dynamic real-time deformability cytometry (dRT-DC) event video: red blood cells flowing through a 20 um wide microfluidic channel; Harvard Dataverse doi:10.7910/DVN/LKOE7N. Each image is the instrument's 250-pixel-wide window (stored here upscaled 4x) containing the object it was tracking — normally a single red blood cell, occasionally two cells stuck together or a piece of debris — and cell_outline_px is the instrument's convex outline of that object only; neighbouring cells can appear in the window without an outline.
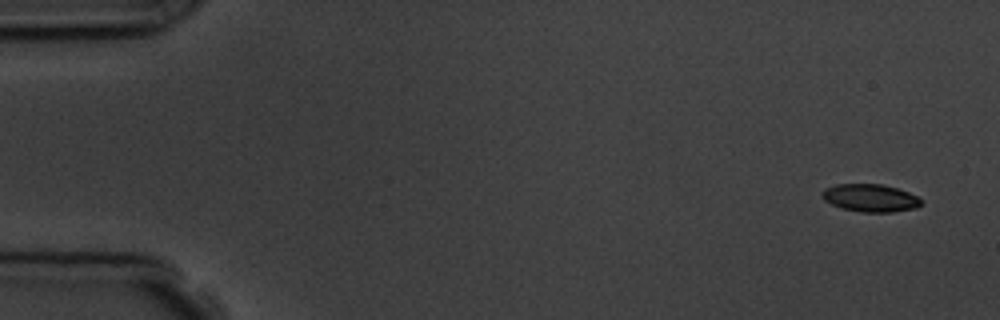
{"species": "common noctule bat (a hibernating species)", "species_latin": "Nyctalus noctula", "temperature_condition": "room temperature", "stored_images_in_passage": 5, "camera_frame_rate_fps": 3000, "um_per_image_px": 0.085, "animal": {"sex": "male", "body_mass_g": 19.5, "forearm_length_mm": 54.6}, "frame": {"image": 1, "passage_image": 1, "time_ms": 0.0, "image_size_px": [1000, 320], "cell_outline_px": [[920, 204], [916, 208], [892, 212], [860, 212], [840, 208], [824, 200], [820, 196], [824, 188], [836, 184], [880, 184], [896, 188], [908, 192], [916, 196], [920, 200]], "centroid_in_image_um": [73.92, 16.83], "position_along_channel_um": 11.1, "area_um2": 15.95}}
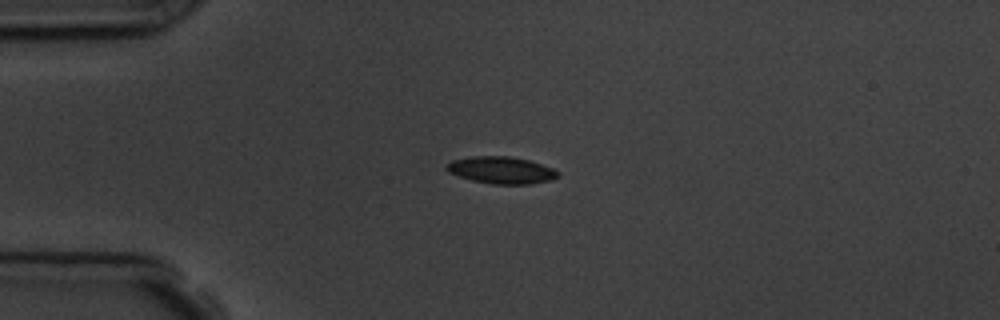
{"frame": {"image": 2, "passage_image": 4, "time_ms": 3.667, "image_size_px": [1000, 320], "cell_outline_px": [[560, 176], [552, 180], [528, 184], [492, 184], [472, 180], [448, 172], [444, 168], [444, 164], [452, 160], [472, 156], [508, 156], [528, 160], [552, 168], [560, 172]], "centroid_in_image_um": [42.59, 14.46], "position_along_channel_um": 42.4, "area_um2": 17.57}}